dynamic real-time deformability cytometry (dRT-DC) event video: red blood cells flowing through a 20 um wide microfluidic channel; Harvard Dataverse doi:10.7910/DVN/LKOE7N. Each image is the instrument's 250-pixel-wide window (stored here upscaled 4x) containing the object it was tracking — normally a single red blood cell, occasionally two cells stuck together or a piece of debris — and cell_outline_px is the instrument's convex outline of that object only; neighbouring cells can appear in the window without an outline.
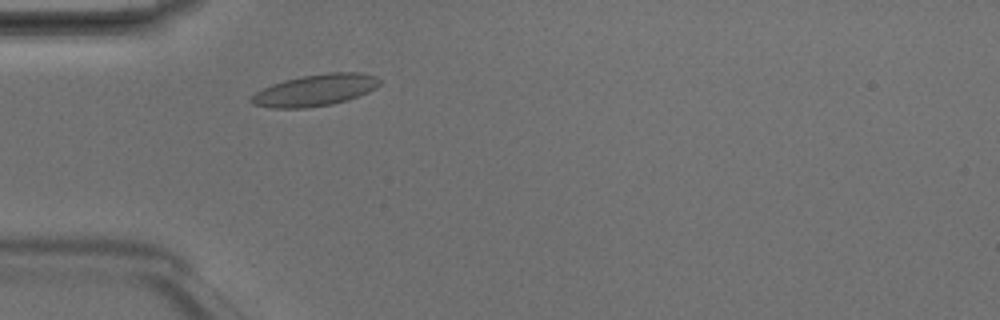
{"species": "Egyptian fruit bat (a non-hibernating species)", "species_latin": "Rousettus aegyptiacus", "temperature_condition": "room temperature", "stored_images_in_passage": 2, "camera_frame_rate_fps": 3000, "um_per_image_px": 0.085, "animal": {"sex": "male"}, "frame": {"image": 1, "passage_image": 2, "time_ms": 0.333, "image_size_px": [1000, 320], "cell_outline_px": [[380, 84], [376, 88], [368, 92], [348, 100], [332, 104], [304, 108], [272, 108], [252, 104], [248, 100], [256, 92], [272, 84], [284, 80], [300, 76], [328, 72], [360, 72], [376, 76], [380, 80]], "centroid_in_image_um": [26.8, 7.66], "position_along_channel_um": 58.2, "area_um2": 23.76}}